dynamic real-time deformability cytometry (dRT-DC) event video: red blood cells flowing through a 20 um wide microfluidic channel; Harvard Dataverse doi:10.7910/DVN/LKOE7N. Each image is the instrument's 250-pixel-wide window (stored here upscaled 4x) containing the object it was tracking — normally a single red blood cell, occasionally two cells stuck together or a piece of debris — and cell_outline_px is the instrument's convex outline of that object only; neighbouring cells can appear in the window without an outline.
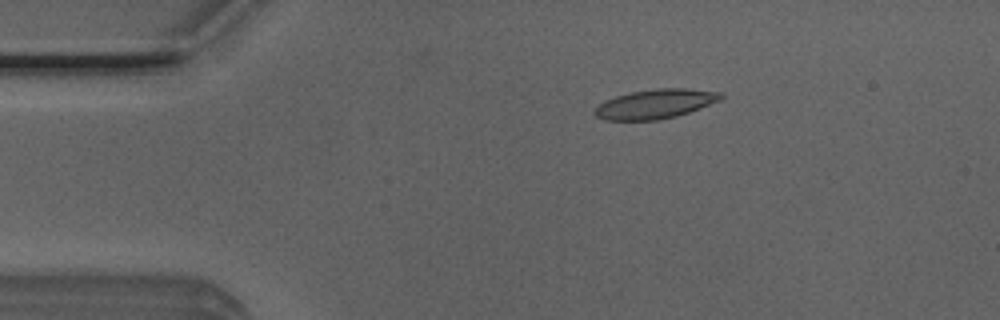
{"species": "Egyptian fruit bat (a non-hibernating species)", "species_latin": "Rousettus aegyptiacus", "temperature_condition": "room temperature", "stored_images_in_passage": 5, "camera_frame_rate_fps": 3000, "um_per_image_px": 0.085, "animal": {"sex": "male"}, "frame": {"image": 1, "passage_image": 3, "time_ms": 0.667, "image_size_px": [1000, 320], "cell_outline_px": [[724, 96], [720, 100], [688, 112], [676, 116], [656, 120], [604, 120], [596, 116], [592, 112], [600, 104], [616, 96], [628, 92], [656, 88], [684, 88], [720, 92]], "centroid_in_image_um": [55.68, 8.83], "position_along_channel_um": 29.3, "area_um2": 21.39}}
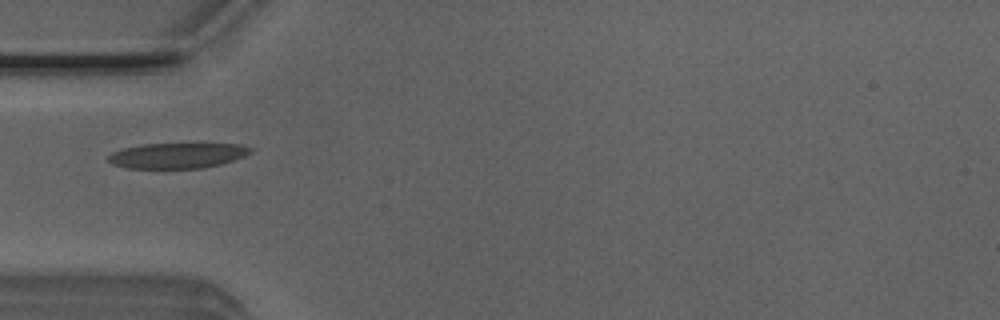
{"frame": {"image": 2, "passage_image": 5, "time_ms": 1.333, "image_size_px": [1000, 320], "cell_outline_px": [[252, 152], [244, 156], [220, 164], [200, 168], [128, 168], [112, 164], [108, 160], [108, 156], [112, 152], [124, 148], [140, 144], [240, 144], [252, 148]], "centroid_in_image_um": [15.05, 13.22], "position_along_channel_um": 69.9, "area_um2": 20.87}}